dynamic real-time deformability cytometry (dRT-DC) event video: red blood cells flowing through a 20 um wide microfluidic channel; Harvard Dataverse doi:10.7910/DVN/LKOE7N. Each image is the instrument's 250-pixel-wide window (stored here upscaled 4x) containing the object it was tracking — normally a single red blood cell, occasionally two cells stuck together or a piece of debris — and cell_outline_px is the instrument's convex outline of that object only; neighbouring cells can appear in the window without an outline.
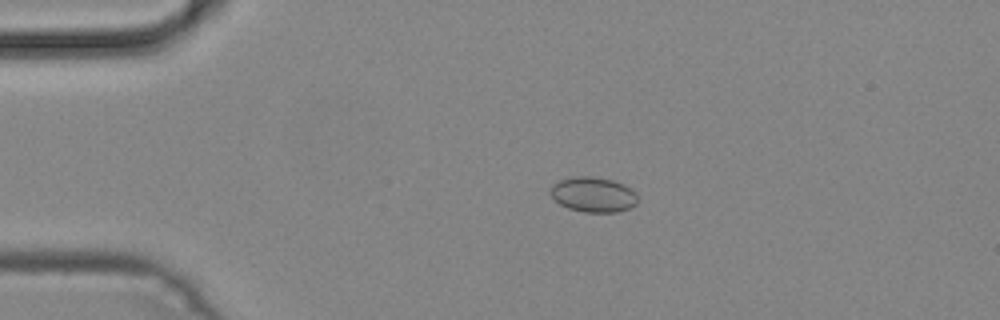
{"species": "common noctule bat (a hibernating species)", "species_latin": "Nyctalus noctula", "temperature_condition": "cold", "stored_images_in_passage": 47, "camera_frame_rate_fps": 3000, "um_per_image_px": 0.085, "animal": {"sex": "male", "body_mass_g": 19.2, "forearm_length_mm": 51.8}, "frame": {"image": 1, "passage_image": 9, "time_ms": 2.667, "image_size_px": [1000, 320], "cell_outline_px": [[636, 204], [628, 208], [616, 212], [584, 212], [568, 208], [560, 204], [552, 196], [552, 188], [560, 180], [576, 176], [592, 176], [612, 180], [624, 184], [632, 188], [636, 192]], "centroid_in_image_um": [50.47, 16.54], "position_along_channel_um": 34.5, "area_um2": 17.57}}
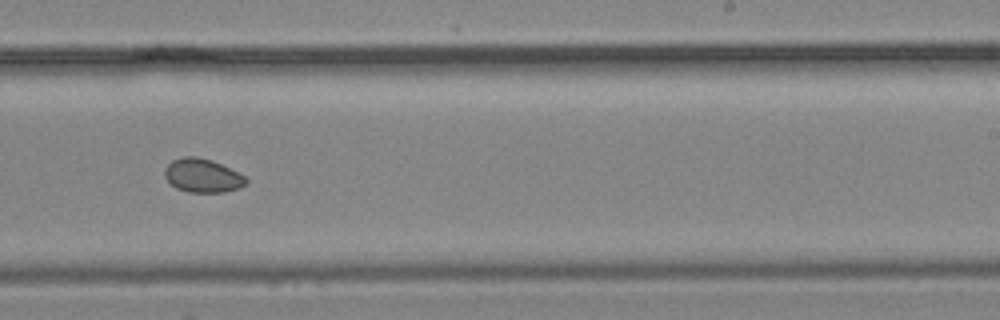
{"frame": {"image": 2, "passage_image": 29, "time_ms": 9.333, "image_size_px": [1000, 320], "cell_outline_px": [[248, 184], [240, 188], [224, 192], [188, 192], [176, 188], [164, 176], [164, 168], [172, 160], [184, 156], [196, 156], [212, 160], [244, 176], [248, 180]], "centroid_in_image_um": [17.21, 14.93], "position_along_channel_um": 271.8, "area_um2": 15.95}}
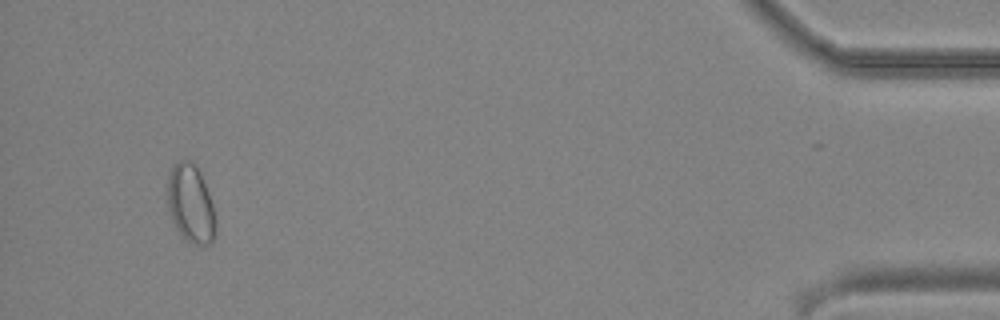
{"frame": {"image": 3, "passage_image": 45, "time_ms": 14.667, "image_size_px": [1000, 320], "cell_outline_px": [[216, 232], [212, 244], [196, 244], [188, 240], [176, 228], [168, 212], [168, 172], [180, 160], [192, 160], [200, 172], [208, 192], [212, 204], [216, 220]], "centroid_in_image_um": [16.22, 17.31], "position_along_channel_um": 419.0, "area_um2": 21.85}}